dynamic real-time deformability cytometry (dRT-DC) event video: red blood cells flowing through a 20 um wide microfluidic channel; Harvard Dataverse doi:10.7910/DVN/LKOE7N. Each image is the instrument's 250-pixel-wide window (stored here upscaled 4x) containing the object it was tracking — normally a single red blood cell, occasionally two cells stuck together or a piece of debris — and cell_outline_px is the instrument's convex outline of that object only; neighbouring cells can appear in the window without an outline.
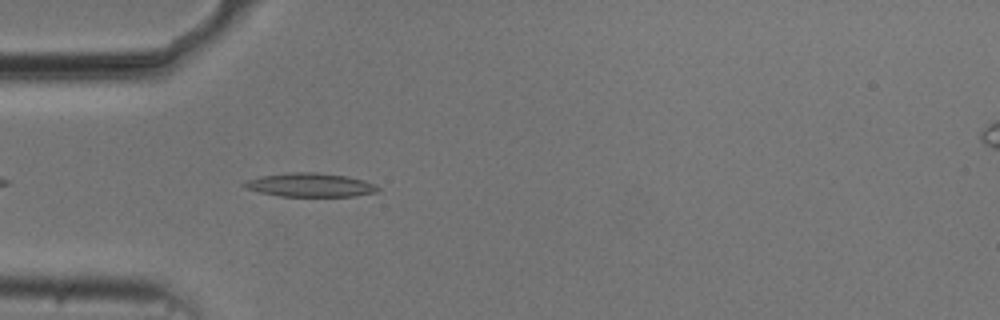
{"species": "common noctule bat (a hibernating species)", "species_latin": "Nyctalus noctula", "temperature_condition": "cold", "stored_images_in_passage": 42, "camera_frame_rate_fps": 3000, "um_per_image_px": 0.085, "animal": {"sex": "male", "body_mass_g": 20.5, "forearm_length_mm": 52.5}, "frame": {"image": 1, "passage_image": 4, "time_ms": 1.0, "image_size_px": [1000, 320], "cell_outline_px": [[380, 188], [376, 192], [356, 196], [280, 196], [260, 192], [244, 188], [240, 184], [248, 180], [260, 176], [288, 172], [316, 172], [348, 176], [364, 180], [376, 184]], "centroid_in_image_um": [26.36, 15.71], "position_along_channel_um": 58.6, "area_um2": 18.61}}
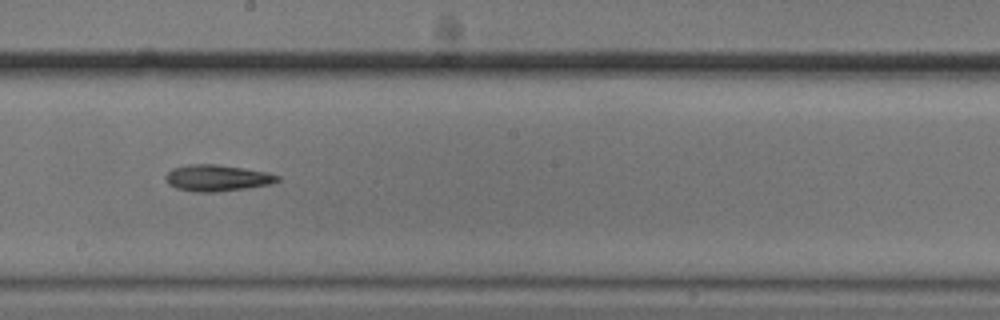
{"frame": {"image": 2, "passage_image": 18, "time_ms": 5.667, "image_size_px": [1000, 320], "cell_outline_px": [[280, 180], [272, 184], [248, 188], [216, 192], [192, 192], [176, 188], [168, 184], [164, 176], [172, 168], [188, 164], [216, 164], [244, 168], [268, 172], [280, 176]], "centroid_in_image_um": [18.46, 15.13], "position_along_channel_um": 229.7, "area_um2": 17.46}}
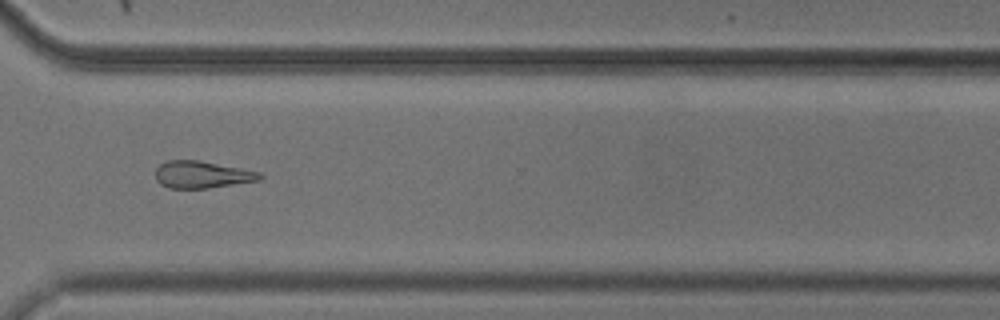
{"frame": {"image": 3, "passage_image": 28, "time_ms": 9.0, "image_size_px": [1000, 320], "cell_outline_px": [[264, 176], [260, 180], [208, 188], [168, 188], [160, 184], [156, 180], [156, 168], [160, 164], [168, 160], [200, 160], [260, 172]], "centroid_in_image_um": [17.16, 14.84], "position_along_channel_um": 353.4, "area_um2": 16.47}, "authors_computed_cell_mechanics": {"area_um2": 17.2244, "velocity_mm_per_s": 3.731, "shape_relaxation_time_tau1_ms": 3.912, "shape_relaxation_time_tau2_ms": null, "deformation_change_tau1": 0.1428, "deformation_change_tau2": null}}